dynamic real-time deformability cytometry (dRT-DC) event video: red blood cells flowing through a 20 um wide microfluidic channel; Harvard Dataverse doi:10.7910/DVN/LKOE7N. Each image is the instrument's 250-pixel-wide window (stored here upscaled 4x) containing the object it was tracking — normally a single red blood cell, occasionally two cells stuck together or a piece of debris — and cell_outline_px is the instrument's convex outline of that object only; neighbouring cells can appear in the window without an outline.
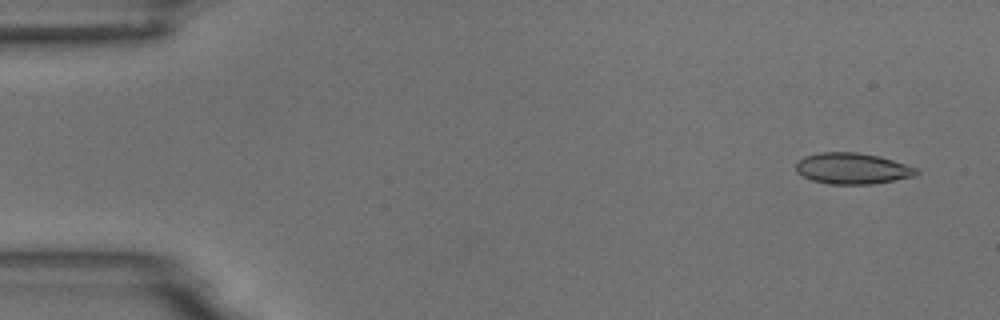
{"species": "common noctule bat (a hibernating species)", "species_latin": "Nyctalus noctula", "temperature_condition": "room temperature", "stored_images_in_passage": 4, "camera_frame_rate_fps": 3000, "um_per_image_px": 0.085, "animal": {"sex": "male", "body_mass_g": 18.8}, "frame": {"image": 1, "passage_image": 1, "time_ms": 0.0, "image_size_px": [1000, 320], "cell_outline_px": [[920, 172], [916, 176], [872, 184], [828, 184], [812, 180], [796, 172], [796, 160], [804, 156], [820, 152], [856, 152], [880, 156], [916, 168]], "centroid_in_image_um": [72.43, 14.32], "position_along_channel_um": 12.6, "area_um2": 21.91}}
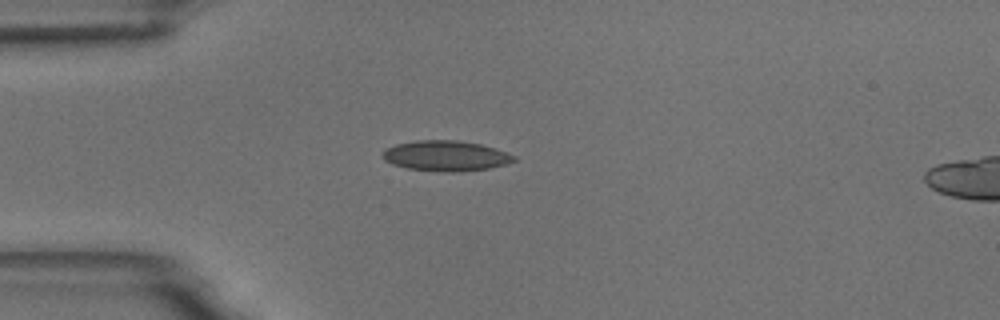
{"frame": {"image": 2, "passage_image": 4, "time_ms": 3.667, "image_size_px": [1000, 320], "cell_outline_px": [[516, 160], [508, 164], [488, 168], [452, 172], [448, 172], [408, 168], [392, 164], [384, 160], [380, 156], [384, 148], [396, 144], [416, 140], [456, 140], [480, 144], [516, 156]], "centroid_in_image_um": [37.84, 13.24], "position_along_channel_um": 47.2, "area_um2": 23.12}}